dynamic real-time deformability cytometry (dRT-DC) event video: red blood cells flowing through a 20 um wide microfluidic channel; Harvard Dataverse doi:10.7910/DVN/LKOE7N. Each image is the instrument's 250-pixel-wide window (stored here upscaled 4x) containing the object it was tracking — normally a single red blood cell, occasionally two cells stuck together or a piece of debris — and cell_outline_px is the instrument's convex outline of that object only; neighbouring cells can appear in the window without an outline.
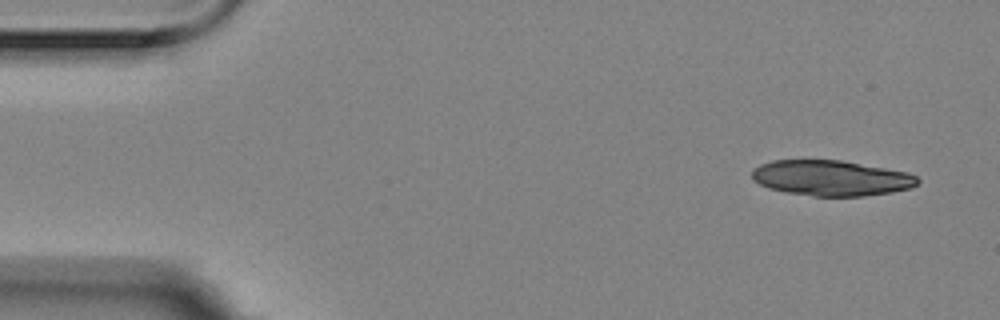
{"species": "Egyptian fruit bat (a non-hibernating species)", "species_latin": "Rousettus aegyptiacus", "temperature_condition": "room temperature", "stored_images_in_passage": 4, "camera_frame_rate_fps": 3000, "um_per_image_px": 0.085, "animal": {"sex": "female"}, "frame": {"image": 1, "passage_image": 1, "time_ms": 0.0, "image_size_px": [1000, 320], "cell_outline_px": [[920, 180], [912, 188], [892, 192], [864, 196], [812, 196], [788, 192], [768, 188], [752, 180], [752, 172], [760, 164], [772, 160], [840, 160], [908, 172], [916, 176]], "centroid_in_image_um": [70.66, 15.13], "position_along_channel_um": 14.3, "area_um2": 34.22}}